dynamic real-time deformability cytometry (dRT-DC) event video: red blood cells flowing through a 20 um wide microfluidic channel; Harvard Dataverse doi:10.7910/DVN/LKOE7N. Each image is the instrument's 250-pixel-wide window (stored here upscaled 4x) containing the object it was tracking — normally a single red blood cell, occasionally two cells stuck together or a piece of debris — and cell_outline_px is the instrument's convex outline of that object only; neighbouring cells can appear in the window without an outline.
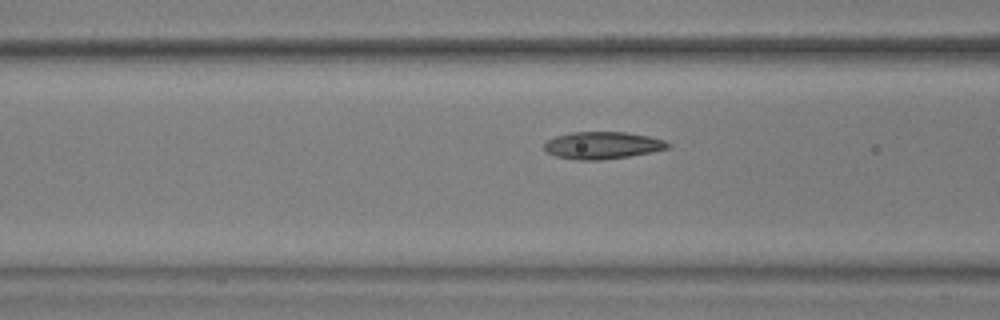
{"species": "common noctule bat (a hibernating species)", "species_latin": "Nyctalus noctula", "temperature_condition": "warm", "stored_images_in_passage": 43, "camera_frame_rate_fps": 3000, "um_per_image_px": 0.085, "animal": {"sex": "male", "body_mass_g": 17.9, "forearm_length_mm": 54.2}, "frame": {"image": 1, "passage_image": 16, "time_ms": 5.0, "image_size_px": [1000, 320], "cell_outline_px": [[672, 144], [668, 148], [652, 152], [628, 156], [600, 160], [576, 160], [556, 156], [548, 152], [544, 148], [544, 144], [548, 140], [556, 136], [572, 132], [624, 132], [648, 136], [664, 140]], "centroid_in_image_um": [51.22, 12.35], "position_along_channel_um": 115.4, "area_um2": 19.48}}
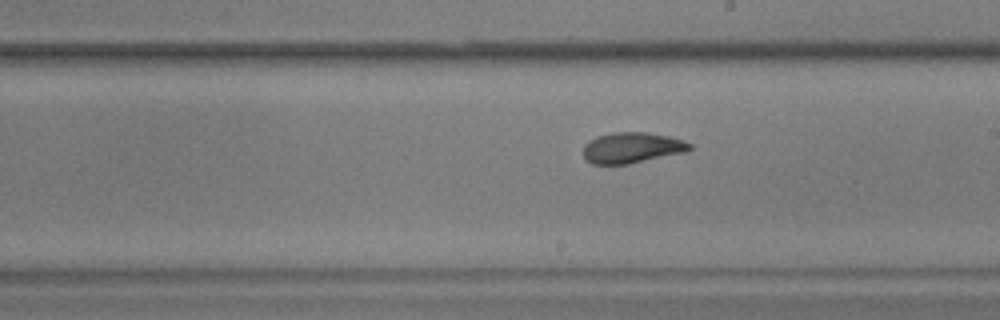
{"frame": {"image": 2, "passage_image": 26, "time_ms": 8.333, "image_size_px": [1000, 320], "cell_outline_px": [[692, 148], [684, 152], [628, 164], [592, 164], [584, 160], [584, 144], [588, 140], [596, 136], [612, 132], [648, 132], [668, 136], [684, 140], [692, 144]], "centroid_in_image_um": [53.68, 12.55], "position_along_channel_um": 235.3, "area_um2": 19.19}}
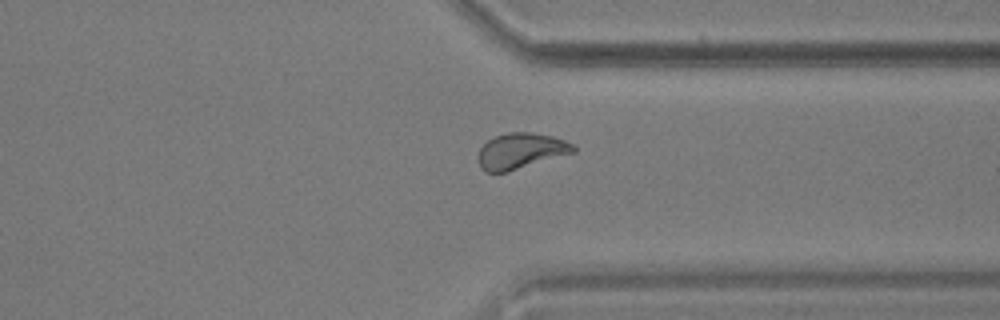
{"frame": {"image": 3, "passage_image": 37, "time_ms": 12.0, "image_size_px": [1000, 320], "cell_outline_px": [[576, 152], [508, 172], [484, 172], [480, 168], [480, 148], [488, 140], [496, 136], [508, 132], [532, 132], [552, 136], [564, 140], [572, 144], [576, 148]], "centroid_in_image_um": [44.29, 12.83], "position_along_channel_um": 367.1, "area_um2": 19.77}, "authors_computed_cell_mechanics": {"area_um2": 19.4786, "velocity_mm_per_s": 3.5954, "shape_relaxation_time_tau1_ms": 4.7399, "shape_relaxation_time_tau2_ms": 1.6307, "deformation_change_tau1": 0.1821, "deformation_change_tau2": 0.0776}}